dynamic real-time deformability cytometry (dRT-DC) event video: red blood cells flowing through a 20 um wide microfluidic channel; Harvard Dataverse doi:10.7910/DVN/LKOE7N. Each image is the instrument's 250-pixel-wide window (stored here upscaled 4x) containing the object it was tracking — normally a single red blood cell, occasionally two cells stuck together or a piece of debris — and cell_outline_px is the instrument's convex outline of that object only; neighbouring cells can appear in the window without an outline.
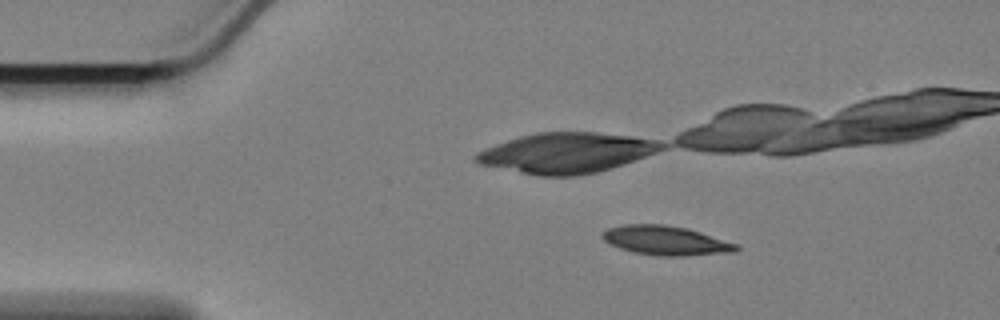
{"species": "Egyptian fruit bat (a non-hibernating species)", "species_latin": "Rousettus aegyptiacus", "temperature_condition": "cold", "stored_images_in_passage": 59, "camera_frame_rate_fps": 3000, "um_per_image_px": 0.085, "animal": {"sex": "female"}, "frame": {"image": 1, "passage_image": 9, "time_ms": 2.667, "image_size_px": [1000, 320], "cell_outline_px": [[740, 248], [736, 252], [684, 256], [660, 256], [632, 252], [620, 248], [604, 240], [600, 236], [608, 228], [624, 224], [664, 224], [688, 228], [740, 244]], "centroid_in_image_um": [56.65, 20.44], "position_along_channel_um": 28.3, "area_um2": 23.06}, "authors_computed_cell_mechanics": {"area_um2": 22.3108, "velocity_mm_per_s": 3.4044, "shape_relaxation_time_tau1_ms": 3.6889, "shape_relaxation_time_tau2_ms": 5.3747, "deformation_change_tau1": 0.1483, "deformation_change_tau2": 0.1326}}